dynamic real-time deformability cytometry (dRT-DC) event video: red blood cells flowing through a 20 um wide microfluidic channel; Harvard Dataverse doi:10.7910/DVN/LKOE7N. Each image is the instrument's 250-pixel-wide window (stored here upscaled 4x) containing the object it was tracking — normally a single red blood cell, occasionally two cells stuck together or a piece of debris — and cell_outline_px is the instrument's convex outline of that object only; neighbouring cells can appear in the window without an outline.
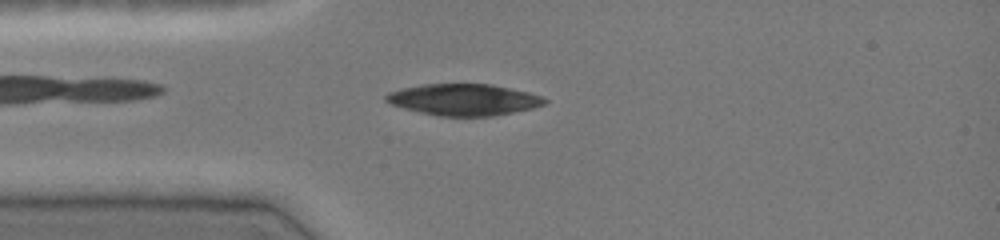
{"species": "common noctule bat (a hibernating species)", "species_latin": "Nyctalus noctula", "temperature_condition": "cold", "stored_images_in_passage": 45, "camera_frame_rate_fps": 3000, "um_per_image_px": 0.085, "animal": {"sex": "female", "body_mass_g": 19.0, "forearm_length_mm": 51.5}, "frame": {"image": 1, "passage_image": 10, "time_ms": 3.0, "image_size_px": [1000, 240], "cell_outline_px": [[548, 100], [544, 104], [532, 108], [492, 116], [440, 116], [404, 108], [388, 104], [384, 100], [384, 96], [388, 92], [400, 88], [424, 84], [492, 84], [528, 92], [544, 96]], "centroid_in_image_um": [39.39, 8.46], "position_along_channel_um": 45.6, "area_um2": 29.13}}
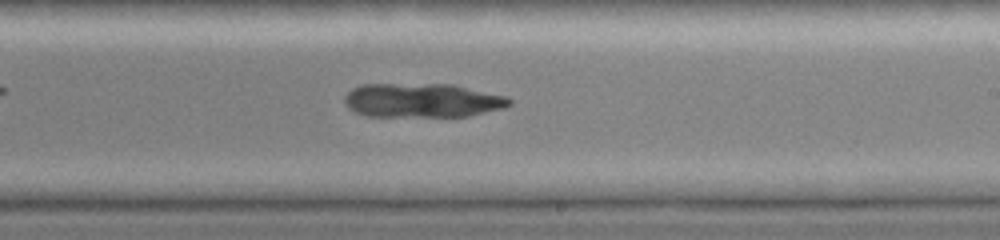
{"frame": {"image": 2, "passage_image": 26, "time_ms": 8.333, "image_size_px": [1000, 240], "cell_outline_px": [[512, 104], [504, 108], [468, 116], [368, 116], [356, 112], [348, 108], [344, 100], [344, 96], [352, 88], [360, 84], [452, 84], [508, 96], [512, 100]], "centroid_in_image_um": [35.91, 8.52], "position_along_channel_um": 253.1, "area_um2": 32.95}}
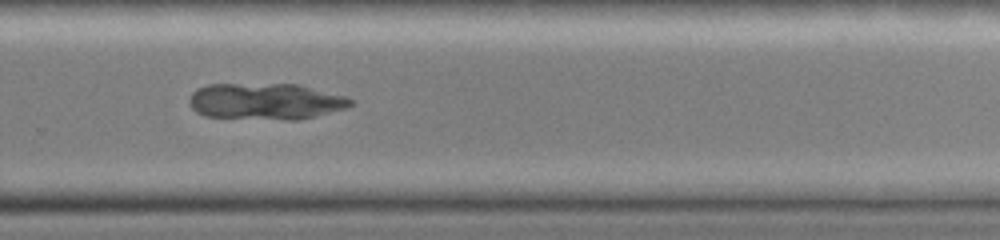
{"frame": {"image": 3, "passage_image": 30, "time_ms": 9.667, "image_size_px": [1000, 240], "cell_outline_px": [[356, 104], [348, 108], [300, 120], [284, 120], [204, 116], [196, 112], [192, 108], [188, 100], [192, 92], [196, 88], [208, 84], [300, 84], [348, 96]], "centroid_in_image_um": [22.63, 8.61], "position_along_channel_um": 307.2, "area_um2": 34.85}}